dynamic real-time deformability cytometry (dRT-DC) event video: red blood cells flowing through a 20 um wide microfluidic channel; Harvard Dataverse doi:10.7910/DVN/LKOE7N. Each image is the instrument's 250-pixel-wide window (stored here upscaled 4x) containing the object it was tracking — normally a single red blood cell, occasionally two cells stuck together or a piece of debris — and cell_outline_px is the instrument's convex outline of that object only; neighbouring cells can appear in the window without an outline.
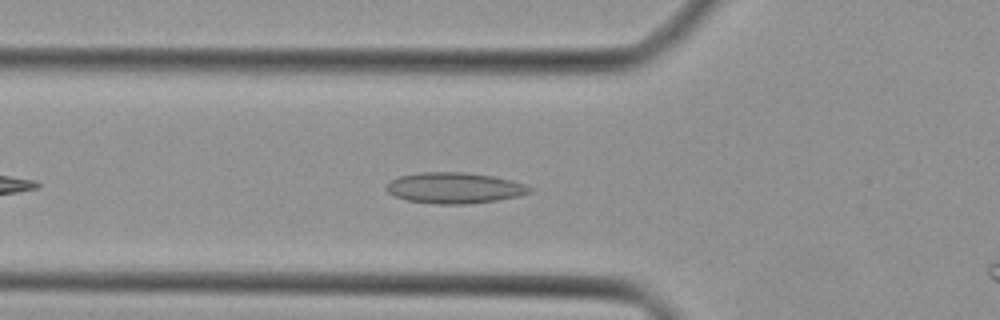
{"species": "Egyptian fruit bat (a non-hibernating species)", "species_latin": "Rousettus aegyptiacus", "temperature_condition": "cold", "stored_images_in_passage": 31, "camera_frame_rate_fps": 3000, "um_per_image_px": 0.085, "animal": {"sex": "female"}, "frame": {"image": 1, "passage_image": 6, "time_ms": 1.667, "image_size_px": [1000, 320], "cell_outline_px": [[532, 192], [520, 196], [496, 200], [468, 204], [436, 204], [408, 200], [396, 196], [388, 192], [384, 188], [392, 180], [400, 176], [420, 172], [464, 172], [492, 176], [524, 184], [532, 188]], "centroid_in_image_um": [38.63, 15.98], "position_along_channel_um": 87.2, "area_um2": 25.61}}
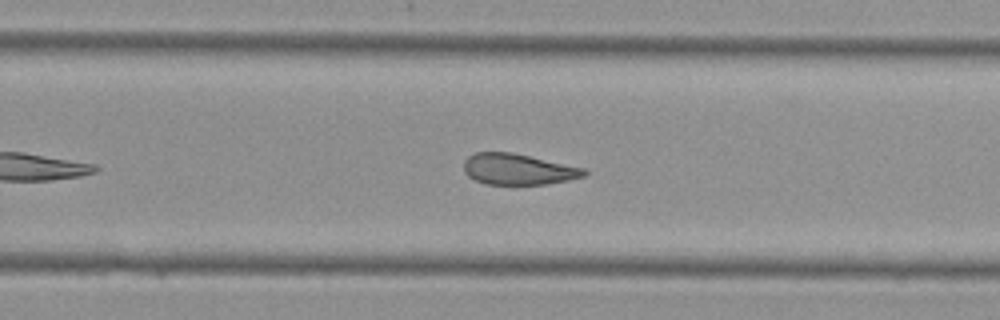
{"frame": {"image": 2, "passage_image": 19, "time_ms": 6.0, "image_size_px": [1000, 320], "cell_outline_px": [[588, 172], [584, 176], [568, 180], [544, 184], [484, 184], [468, 176], [464, 172], [464, 160], [468, 156], [476, 152], [512, 152], [584, 168]], "centroid_in_image_um": [44.01, 14.38], "position_along_channel_um": 285.8, "area_um2": 21.62}}
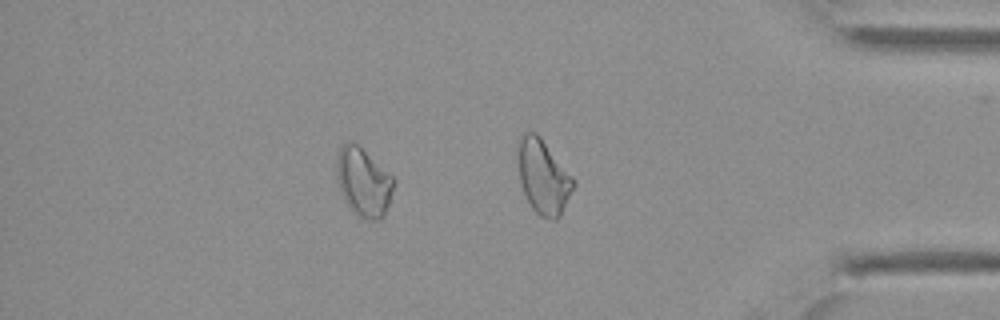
{"frame": {"image": 3, "passage_image": 27, "time_ms": 8.667, "image_size_px": [1000, 320], "cell_outline_px": [[396, 184], [384, 216], [380, 220], [368, 220], [352, 212], [344, 200], [336, 176], [336, 160], [340, 148], [348, 140], [356, 144], [392, 176], [396, 180]], "centroid_in_image_um": [30.9, 15.51], "position_along_channel_um": 404.3, "area_um2": 22.72}}